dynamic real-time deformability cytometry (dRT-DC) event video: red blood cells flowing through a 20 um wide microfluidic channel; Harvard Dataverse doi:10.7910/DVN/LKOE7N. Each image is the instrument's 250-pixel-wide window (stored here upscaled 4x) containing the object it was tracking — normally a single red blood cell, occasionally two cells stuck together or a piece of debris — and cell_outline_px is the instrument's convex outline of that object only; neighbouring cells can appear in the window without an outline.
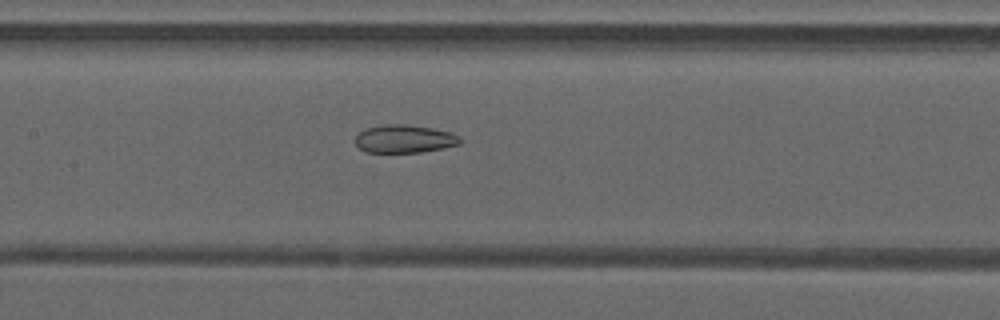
{"species": "common noctule bat (a hibernating species)", "species_latin": "Nyctalus noctula", "temperature_condition": "warm", "stored_images_in_passage": 39, "camera_frame_rate_fps": 3000, "um_per_image_px": 0.085, "animal": {"sex": "male", "forearm_length_mm": 52.5}, "frame": {"image": 1, "passage_image": 14, "time_ms": 4.333, "image_size_px": [1000, 320], "cell_outline_px": [[460, 144], [444, 148], [420, 152], [364, 152], [356, 144], [356, 136], [364, 128], [384, 124], [408, 124], [432, 128], [452, 132], [460, 136]], "centroid_in_image_um": [34.38, 11.79], "position_along_channel_um": 173.0, "area_um2": 17.22}}
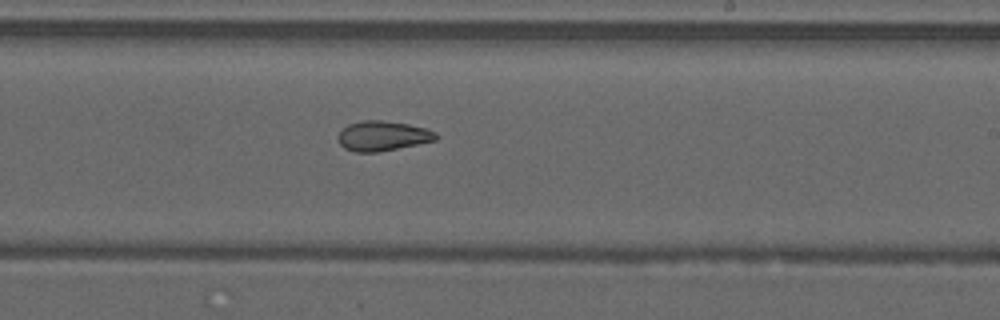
{"frame": {"image": 2, "passage_image": 20, "time_ms": 6.333, "image_size_px": [1000, 320], "cell_outline_px": [[440, 136], [436, 140], [376, 152], [356, 152], [344, 148], [340, 144], [340, 132], [348, 124], [364, 120], [384, 120], [408, 124], [424, 128], [436, 132]], "centroid_in_image_um": [32.55, 11.54], "position_along_channel_um": 256.4, "area_um2": 16.76}}
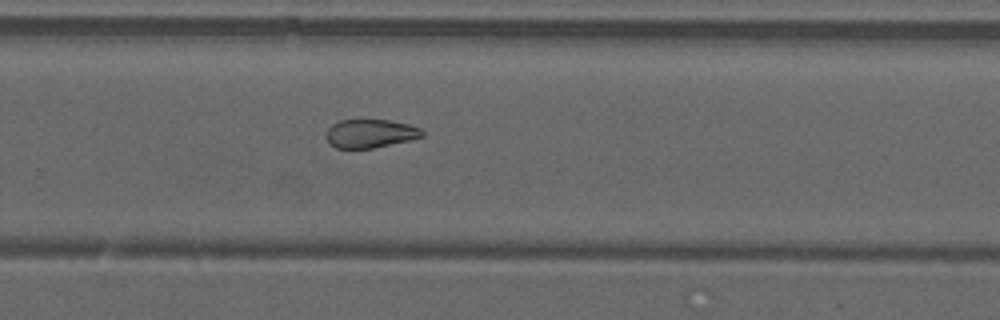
{"frame": {"image": 3, "passage_image": 23, "time_ms": 7.333, "image_size_px": [1000, 320], "cell_outline_px": [[424, 136], [408, 140], [372, 148], [336, 148], [328, 140], [328, 128], [332, 124], [340, 120], [388, 120], [408, 124], [420, 128], [424, 132]], "centroid_in_image_um": [31.5, 11.34], "position_along_channel_um": 298.3, "area_um2": 15.61}, "authors_computed_cell_mechanics": {"area_um2": 18.3226, "velocity_mm_per_s": 4.1925, "shape_relaxation_time_tau1_ms": null, "shape_relaxation_time_tau2_ms": 2.7072, "deformation_change_tau1": null, "deformation_change_tau2": 0.0983}}